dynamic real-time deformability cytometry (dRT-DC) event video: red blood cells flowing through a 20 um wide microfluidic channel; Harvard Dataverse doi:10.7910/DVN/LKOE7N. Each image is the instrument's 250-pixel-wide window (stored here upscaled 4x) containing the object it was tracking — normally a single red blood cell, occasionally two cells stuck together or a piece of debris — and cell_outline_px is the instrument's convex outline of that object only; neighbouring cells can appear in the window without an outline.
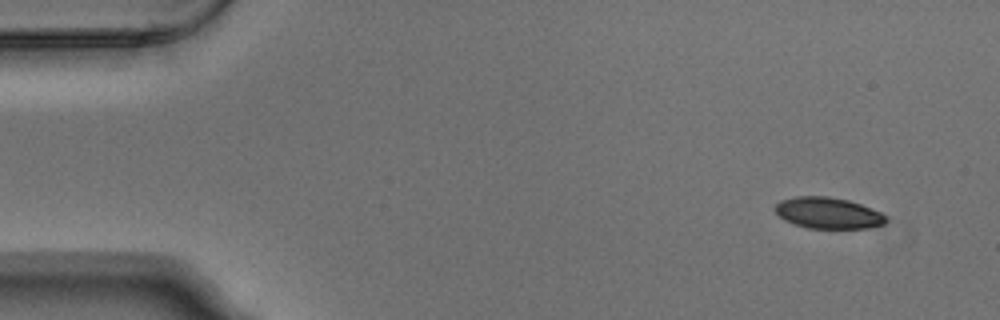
{"species": "Egyptian fruit bat (a non-hibernating species)", "species_latin": "Rousettus aegyptiacus", "temperature_condition": "warm", "stored_images_in_passage": 4, "camera_frame_rate_fps": 3000, "um_per_image_px": 0.085, "animal": {"sex": "male"}, "frame": {"image": 1, "passage_image": 1, "time_ms": 0.0, "image_size_px": [1000, 320], "cell_outline_px": [[888, 220], [884, 224], [868, 228], [808, 228], [784, 220], [772, 208], [780, 200], [796, 196], [828, 196], [848, 200], [872, 208], [888, 216]], "centroid_in_image_um": [70.4, 18.1], "position_along_channel_um": 14.6, "area_um2": 20.29}}
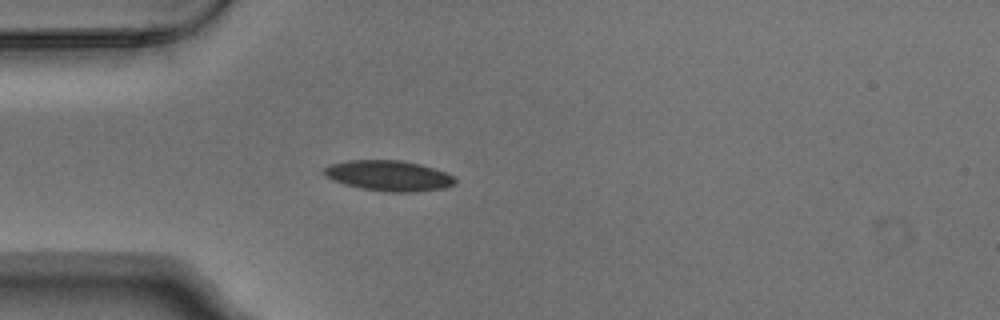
{"frame": {"image": 2, "passage_image": 4, "time_ms": 1.0, "image_size_px": [1000, 320], "cell_outline_px": [[456, 184], [444, 188], [416, 192], [388, 192], [360, 188], [344, 184], [332, 180], [324, 176], [320, 172], [328, 164], [348, 160], [400, 160], [420, 164], [444, 172], [452, 176], [456, 180]], "centroid_in_image_um": [32.98, 14.93], "position_along_channel_um": 52.0, "area_um2": 23.47}}